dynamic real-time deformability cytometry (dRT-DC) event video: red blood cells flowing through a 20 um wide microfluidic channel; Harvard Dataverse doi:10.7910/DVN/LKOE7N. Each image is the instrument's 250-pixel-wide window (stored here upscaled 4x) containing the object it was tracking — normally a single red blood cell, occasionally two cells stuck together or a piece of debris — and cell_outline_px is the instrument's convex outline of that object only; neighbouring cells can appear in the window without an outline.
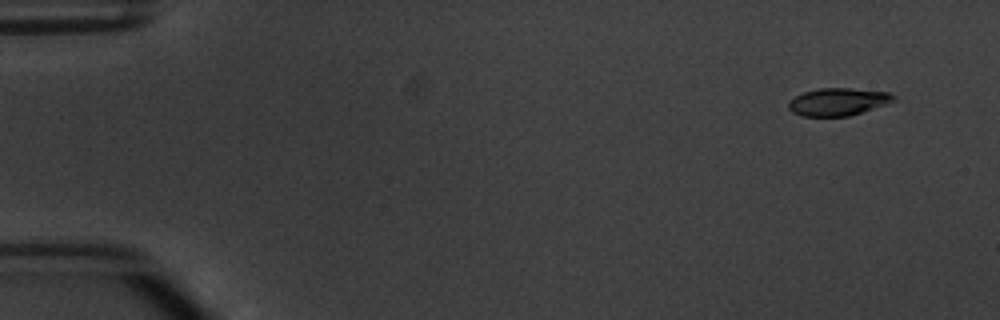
{"species": "common noctule bat (a hibernating species)", "species_latin": "Nyctalus noctula", "temperature_condition": "warm", "stored_images_in_passage": 5, "camera_frame_rate_fps": 3000, "um_per_image_px": 0.085, "animal": {"sex": "male", "body_mass_g": 20.1, "forearm_length_mm": 53.5}, "frame": {"image": 1, "passage_image": 1, "time_ms": 0.0, "image_size_px": [1000, 320], "cell_outline_px": [[896, 100], [888, 104], [848, 116], [804, 116], [792, 112], [788, 108], [788, 100], [804, 92], [820, 88], [848, 88], [888, 92], [896, 96]], "centroid_in_image_um": [71.24, 8.65], "position_along_channel_um": 13.8, "area_um2": 16.88}}